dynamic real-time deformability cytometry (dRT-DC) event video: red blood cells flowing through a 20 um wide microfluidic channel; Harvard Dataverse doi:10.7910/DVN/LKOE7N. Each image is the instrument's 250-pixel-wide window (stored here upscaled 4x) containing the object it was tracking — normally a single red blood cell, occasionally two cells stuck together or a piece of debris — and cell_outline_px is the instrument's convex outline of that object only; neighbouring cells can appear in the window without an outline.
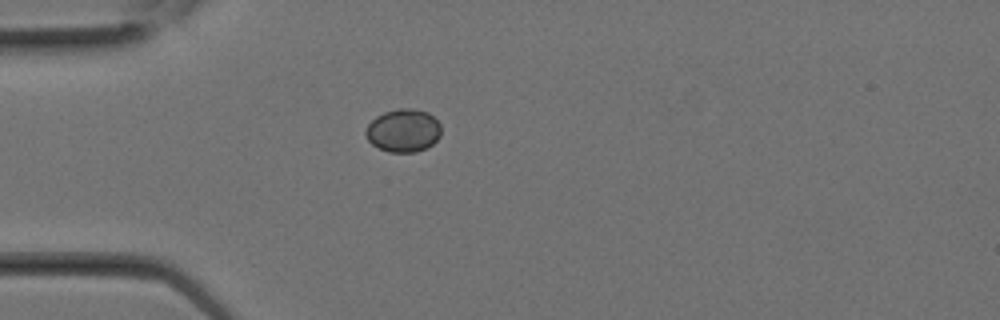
{"species": "Egyptian fruit bat (a non-hibernating species)", "species_latin": "Rousettus aegyptiacus", "temperature_condition": "room temperature", "stored_images_in_passage": 3, "camera_frame_rate_fps": 3000, "um_per_image_px": 0.085, "animal": {"sex": "female"}, "frame": {"image": 1, "passage_image": 3, "time_ms": 0.667, "image_size_px": [1000, 320], "cell_outline_px": [[440, 136], [428, 148], [416, 152], [388, 152], [372, 144], [368, 140], [364, 132], [368, 124], [376, 116], [384, 112], [400, 108], [412, 108], [428, 112], [440, 124]], "centroid_in_image_um": [34.28, 11.1], "position_along_channel_um": 50.7, "area_um2": 18.96}}